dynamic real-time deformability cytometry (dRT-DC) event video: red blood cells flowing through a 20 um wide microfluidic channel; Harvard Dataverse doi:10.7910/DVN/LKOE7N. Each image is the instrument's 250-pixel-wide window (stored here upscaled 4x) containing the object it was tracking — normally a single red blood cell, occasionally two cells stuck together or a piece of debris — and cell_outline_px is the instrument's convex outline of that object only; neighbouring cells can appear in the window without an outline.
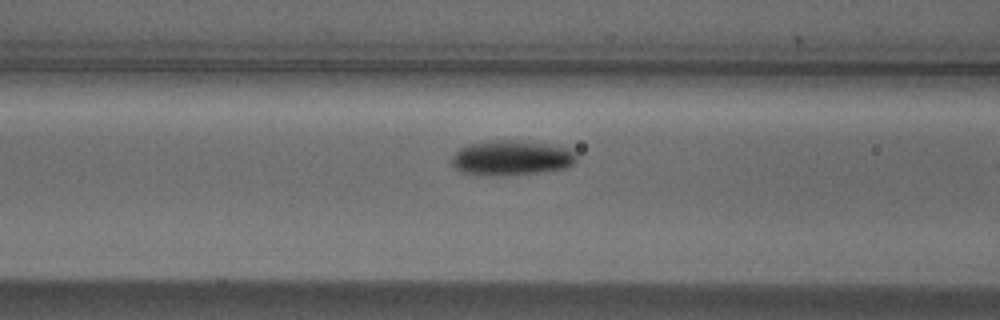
{"species": "Egyptian fruit bat (a non-hibernating species)", "species_latin": "Rousettus aegyptiacus", "temperature_condition": "cold", "stored_images_in_passage": 18, "camera_frame_rate_fps": 3000, "um_per_image_px": 0.085, "animal": {"sex": "male"}, "frame": {"image": 1, "passage_image": 16, "time_ms": 5.0, "image_size_px": [1000, 320], "cell_outline_px": [[576, 160], [572, 164], [564, 168], [540, 172], [492, 176], [460, 172], [452, 164], [452, 156], [460, 148], [468, 144], [488, 140], [520, 140], [572, 148], [576, 156]], "centroid_in_image_um": [43.46, 13.4], "position_along_channel_um": 123.1, "area_um2": 25.43}}